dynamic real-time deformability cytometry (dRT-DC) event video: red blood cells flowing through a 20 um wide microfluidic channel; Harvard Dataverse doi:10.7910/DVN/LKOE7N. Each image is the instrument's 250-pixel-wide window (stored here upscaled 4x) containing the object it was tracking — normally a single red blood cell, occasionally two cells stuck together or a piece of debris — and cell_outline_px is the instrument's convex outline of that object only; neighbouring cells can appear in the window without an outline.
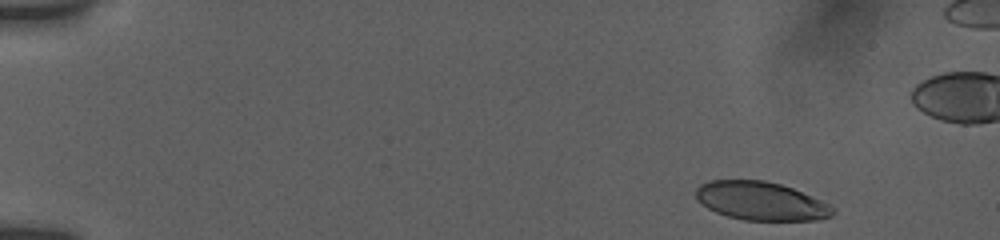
{"species": "human", "species_latin": "Homo sapiens", "temperature_condition": "room temperature", "stored_images_in_passage": 7, "camera_frame_rate_fps": 3000, "um_per_image_px": 0.085, "donor": {"sex": "female"}, "frame": {"image": 1, "passage_image": 1, "time_ms": 0.0, "image_size_px": [1000, 240], "cell_outline_px": [[836, 212], [832, 216], [816, 220], [744, 220], [728, 216], [716, 212], [708, 208], [696, 200], [696, 188], [700, 184], [708, 180], [764, 180], [780, 184], [792, 188], [812, 196], [828, 204]], "centroid_in_image_um": [64.65, 17.08], "position_along_channel_um": 20.3, "area_um2": 30.63}}
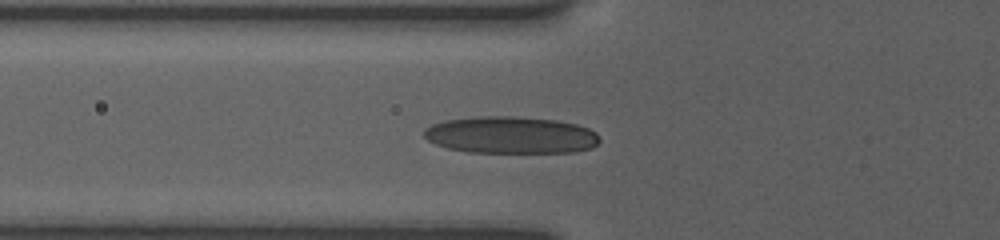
{"frame": {"image": 2, "passage_image": 7, "time_ms": 5.0, "image_size_px": [1000, 240], "cell_outline_px": [[600, 140], [592, 148], [576, 152], [468, 152], [448, 148], [436, 144], [428, 140], [424, 136], [424, 128], [432, 124], [448, 120], [480, 116], [512, 116], [556, 120], [576, 124], [588, 128], [596, 132], [600, 136]], "centroid_in_image_um": [43.44, 11.48], "position_along_channel_um": 82.4, "area_um2": 37.86}}